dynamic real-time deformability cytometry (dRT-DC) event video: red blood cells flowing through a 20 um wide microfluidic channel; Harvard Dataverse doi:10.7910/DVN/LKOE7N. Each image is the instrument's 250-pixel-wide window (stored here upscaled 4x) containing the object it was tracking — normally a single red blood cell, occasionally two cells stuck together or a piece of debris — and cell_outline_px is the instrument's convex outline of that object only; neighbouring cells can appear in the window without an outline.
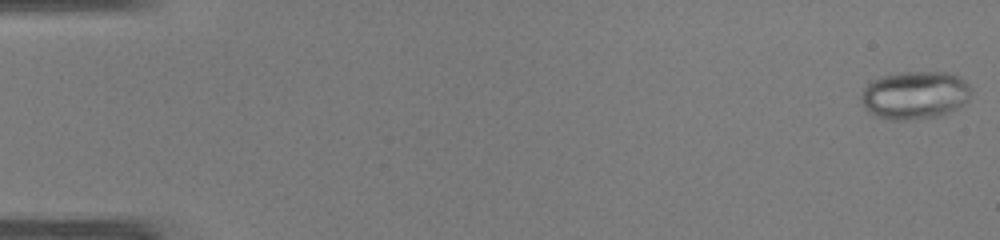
{"species": "common noctule bat (a hibernating species)", "species_latin": "Nyctalus noctula", "temperature_condition": "warm", "stored_images_in_passage": 46, "camera_frame_rate_fps": 3000, "um_per_image_px": 0.085, "animal": {"sex": "male", "body_mass_g": 19.0, "forearm_length_mm": 50.8}, "frame": {"image": 1, "passage_image": 1, "time_ms": 0.0, "image_size_px": [1000, 240], "cell_outline_px": [[968, 100], [964, 104], [948, 112], [932, 116], [896, 120], [880, 116], [872, 112], [860, 100], [864, 88], [872, 80], [884, 76], [904, 72], [948, 72], [964, 80], [968, 84]], "centroid_in_image_um": [77.77, 8.05], "position_along_channel_um": 7.2, "area_um2": 29.65}}
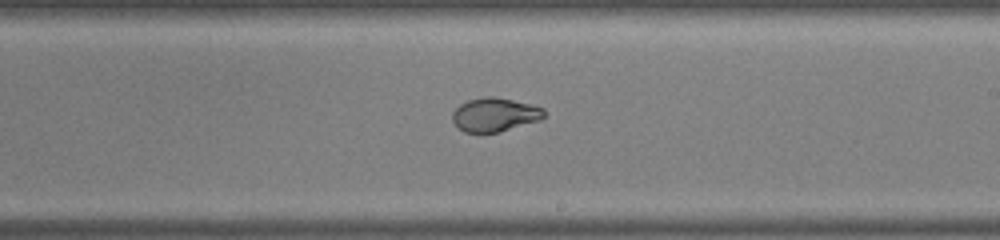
{"frame": {"image": 2, "passage_image": 29, "time_ms": 9.333, "image_size_px": [1000, 240], "cell_outline_px": [[544, 116], [540, 120], [496, 132], [464, 132], [452, 120], [452, 112], [460, 104], [468, 100], [484, 96], [492, 96], [532, 104], [544, 108]], "centroid_in_image_um": [42.04, 9.73], "position_along_channel_um": 247.0, "area_um2": 17.8}}
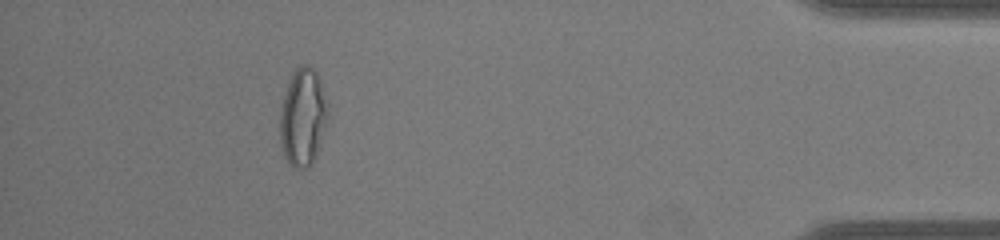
{"frame": {"image": 3, "passage_image": 44, "time_ms": 14.333, "image_size_px": [1000, 240], "cell_outline_px": [[328, 116], [324, 132], [316, 156], [312, 164], [308, 168], [292, 168], [284, 156], [280, 144], [280, 112], [284, 96], [288, 84], [296, 68], [300, 64], [308, 64], [316, 72], [320, 80], [328, 104]], "centroid_in_image_um": [25.75, 9.99], "position_along_channel_um": 409.4, "area_um2": 27.4}}